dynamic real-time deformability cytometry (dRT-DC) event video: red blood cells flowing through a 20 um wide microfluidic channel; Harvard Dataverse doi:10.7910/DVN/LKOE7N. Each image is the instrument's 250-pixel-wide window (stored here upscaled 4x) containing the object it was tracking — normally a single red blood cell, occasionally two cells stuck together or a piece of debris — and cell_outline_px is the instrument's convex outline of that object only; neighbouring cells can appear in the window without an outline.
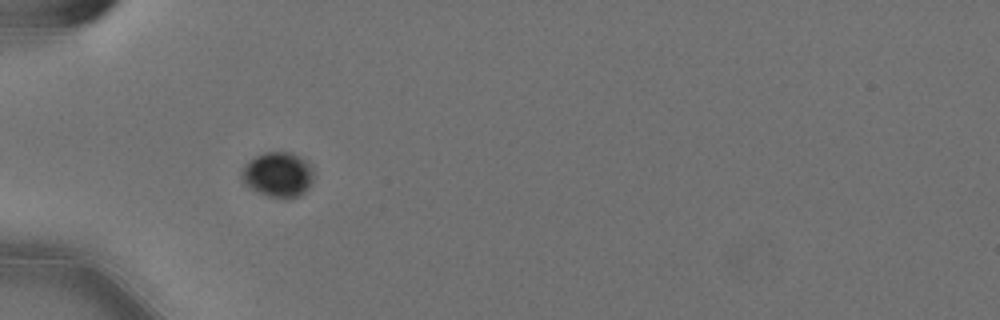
{"species": "Egyptian fruit bat (a non-hibernating species)", "species_latin": "Rousettus aegyptiacus", "temperature_condition": "cold", "stored_images_in_passage": 9, "camera_frame_rate_fps": 3000, "um_per_image_px": 0.085, "animal": {"sex": "female"}, "frame": {"image": 1, "passage_image": 6, "time_ms": 1.667, "image_size_px": [1000, 320], "cell_outline_px": [[312, 180], [308, 188], [300, 196], [268, 196], [256, 192], [244, 184], [240, 176], [240, 172], [248, 160], [264, 152], [292, 152], [300, 156], [312, 168]], "centroid_in_image_um": [23.58, 14.81], "position_along_channel_um": 61.4, "area_um2": 18.73}}